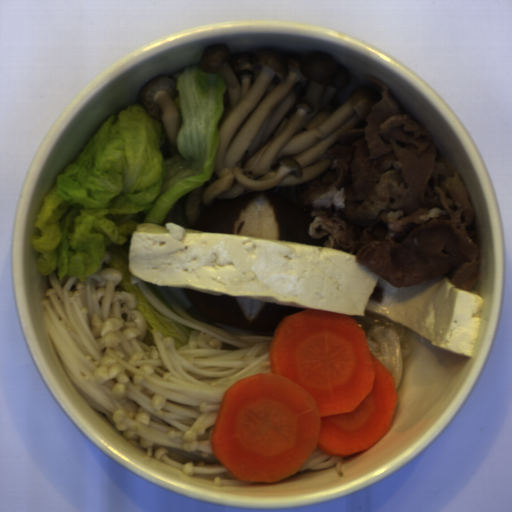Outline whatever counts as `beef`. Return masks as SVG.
<instances>
[{"instance_id": "33117281", "label": "beef", "mask_w": 512, "mask_h": 512, "mask_svg": "<svg viewBox=\"0 0 512 512\" xmlns=\"http://www.w3.org/2000/svg\"><path fill=\"white\" fill-rule=\"evenodd\" d=\"M381 100L365 120L317 159L328 168L298 185L271 188L312 207L308 237L355 254L394 287L445 276L472 291L481 252L472 239L475 210L453 162L439 158L425 126L402 114L381 80L363 75ZM316 159V160H317Z\"/></svg>"}, {"instance_id": "835553da", "label": "beef", "mask_w": 512, "mask_h": 512, "mask_svg": "<svg viewBox=\"0 0 512 512\" xmlns=\"http://www.w3.org/2000/svg\"><path fill=\"white\" fill-rule=\"evenodd\" d=\"M382 294H383V289H381L380 287L374 288V290L371 294V298L377 302L381 301Z\"/></svg>"}]
</instances>
